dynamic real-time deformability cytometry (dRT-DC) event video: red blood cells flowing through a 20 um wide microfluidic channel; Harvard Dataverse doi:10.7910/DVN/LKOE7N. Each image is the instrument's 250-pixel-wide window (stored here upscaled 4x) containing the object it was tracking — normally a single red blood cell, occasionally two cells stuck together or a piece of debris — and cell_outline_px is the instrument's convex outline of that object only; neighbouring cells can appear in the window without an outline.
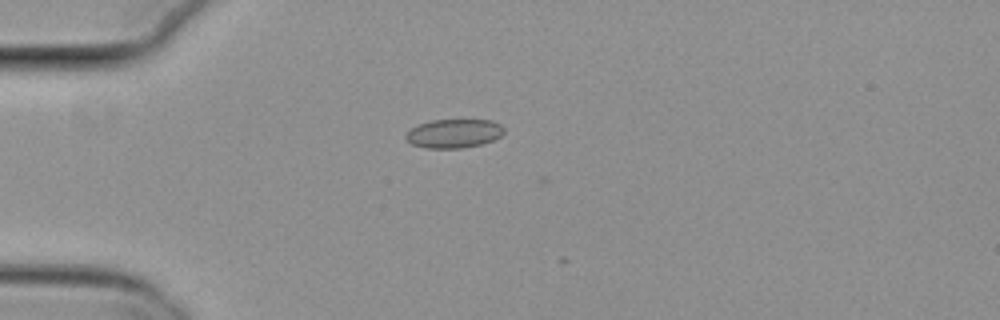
{"species": "common noctule bat (a hibernating species)", "species_latin": "Nyctalus noctula", "temperature_condition": "cold", "stored_images_in_passage": 7, "camera_frame_rate_fps": 3000, "um_per_image_px": 0.085, "animal": {"sex": "female", "body_mass_g": 29.2, "forearm_length_mm": 56.3}, "frame": {"image": 1, "passage_image": 2, "time_ms": 0.333, "image_size_px": [1000, 320], "cell_outline_px": [[504, 132], [500, 136], [492, 140], [480, 144], [460, 148], [424, 148], [412, 144], [404, 136], [412, 128], [420, 124], [432, 120], [492, 120], [500, 124], [504, 128]], "centroid_in_image_um": [38.59, 11.34], "position_along_channel_um": 46.4, "area_um2": 16.3}}